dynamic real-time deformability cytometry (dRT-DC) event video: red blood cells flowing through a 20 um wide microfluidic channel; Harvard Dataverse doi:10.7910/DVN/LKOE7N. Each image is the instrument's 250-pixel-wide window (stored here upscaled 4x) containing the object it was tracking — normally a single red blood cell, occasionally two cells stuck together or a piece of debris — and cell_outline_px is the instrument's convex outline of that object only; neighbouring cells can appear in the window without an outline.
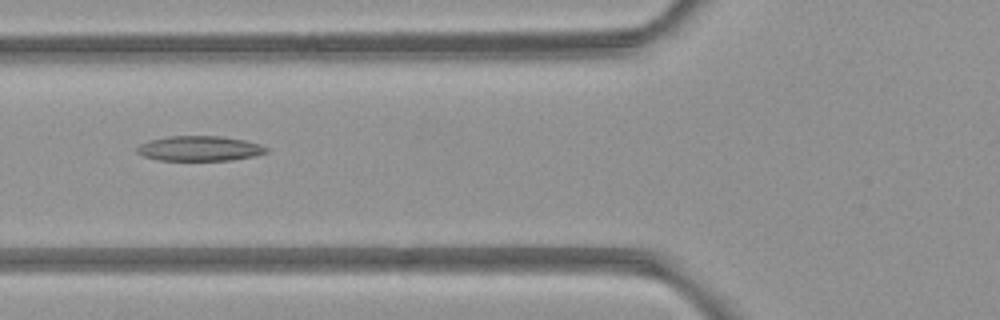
{"species": "common noctule bat (a hibernating species)", "species_latin": "Nyctalus noctula", "temperature_condition": "room temperature", "stored_images_in_passage": 6, "camera_frame_rate_fps": 3000, "um_per_image_px": 0.085, "animal": {"sex": "female", "body_mass_g": 21.9}, "frame": {"image": 1, "passage_image": 6, "time_ms": 5.667, "image_size_px": [1000, 320], "cell_outline_px": [[268, 152], [256, 156], [232, 160], [160, 160], [144, 156], [136, 152], [136, 148], [140, 144], [148, 140], [168, 136], [220, 136], [244, 140], [260, 144], [268, 148]], "centroid_in_image_um": [16.97, 12.62], "position_along_channel_um": 108.8, "area_um2": 18.9}}